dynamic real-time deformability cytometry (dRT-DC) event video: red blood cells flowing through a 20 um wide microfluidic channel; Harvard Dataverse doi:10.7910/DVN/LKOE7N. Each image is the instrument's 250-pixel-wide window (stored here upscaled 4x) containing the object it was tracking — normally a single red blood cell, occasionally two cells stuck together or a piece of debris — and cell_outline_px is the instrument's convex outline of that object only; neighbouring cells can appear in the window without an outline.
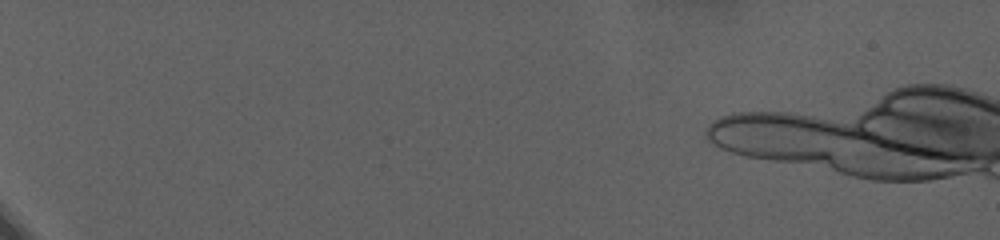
{"species": "human", "species_latin": "Homo sapiens", "temperature_condition": "warm", "stored_images_in_passage": 12, "camera_frame_rate_fps": 3000, "um_per_image_px": 0.085, "donor": {"sex": "female"}, "frame": {"image": 1, "passage_image": 1, "time_ms": 0.0, "image_size_px": [1000, 240], "cell_outline_px": [[972, 156], [940, 176], [904, 180], [900, 180], [728, 120], [744, 116], [768, 116], [860, 128]], "centroid_in_image_um": [73.21, 12.49], "position_along_channel_um": 11.8, "area_um2": 46.53}}